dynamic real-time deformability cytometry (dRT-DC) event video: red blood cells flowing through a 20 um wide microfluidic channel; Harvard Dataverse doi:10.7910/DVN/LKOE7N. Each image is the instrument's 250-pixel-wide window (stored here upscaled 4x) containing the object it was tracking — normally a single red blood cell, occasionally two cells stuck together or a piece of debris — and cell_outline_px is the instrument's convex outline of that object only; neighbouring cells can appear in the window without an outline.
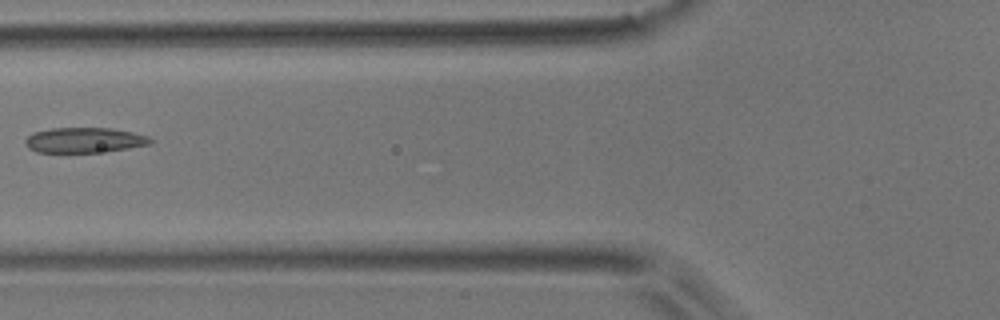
{"species": "common noctule bat (a hibernating species)", "species_latin": "Nyctalus noctula", "temperature_condition": "room temperature", "stored_images_in_passage": 7, "camera_frame_rate_fps": 3000, "um_per_image_px": 0.085, "animal": {"sex": "male", "body_mass_g": 17.9}, "frame": {"image": 1, "passage_image": 6, "time_ms": 6.333, "image_size_px": [1000, 320], "cell_outline_px": [[156, 140], [152, 144], [128, 148], [96, 152], [36, 152], [28, 148], [24, 144], [24, 140], [32, 132], [52, 128], [112, 128], [132, 132], [148, 136]], "centroid_in_image_um": [7.17, 11.9], "position_along_channel_um": 118.6, "area_um2": 18.5}}
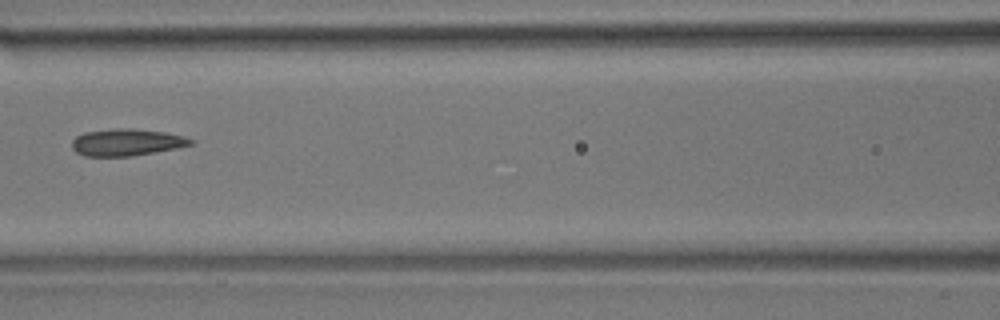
{"frame": {"image": 2, "passage_image": 7, "time_ms": 7.333, "image_size_px": [1000, 320], "cell_outline_px": [[196, 140], [192, 144], [176, 148], [132, 156], [84, 156], [76, 152], [72, 148], [72, 140], [76, 136], [84, 132], [112, 128], [132, 128], [164, 132], [184, 136]], "centroid_in_image_um": [10.75, 12.09], "position_along_channel_um": 155.9, "area_um2": 18.73}}